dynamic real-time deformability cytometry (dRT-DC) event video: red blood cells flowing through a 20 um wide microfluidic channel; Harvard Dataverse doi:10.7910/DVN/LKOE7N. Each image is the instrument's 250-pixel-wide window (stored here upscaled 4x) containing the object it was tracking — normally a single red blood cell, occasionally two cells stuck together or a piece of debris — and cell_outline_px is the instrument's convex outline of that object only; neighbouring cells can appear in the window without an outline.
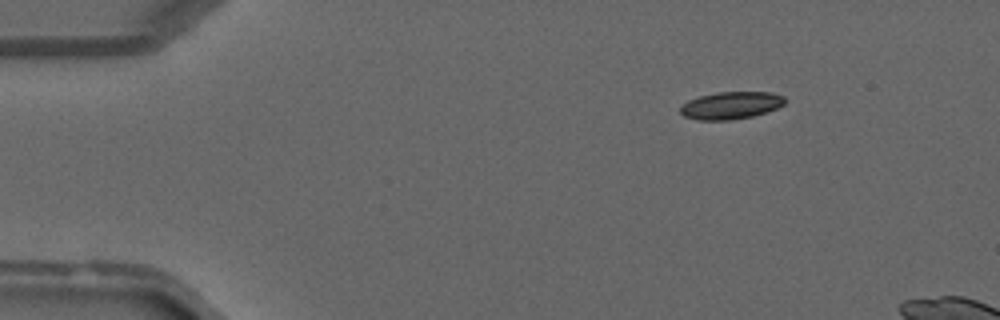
{"species": "common noctule bat (a hibernating species)", "species_latin": "Nyctalus noctula", "temperature_condition": "warm", "stored_images_in_passage": 6, "camera_frame_rate_fps": 3000, "um_per_image_px": 0.085, "animal": {"sex": "male", "forearm_length_mm": 52.5}, "frame": {"image": 1, "passage_image": 1, "time_ms": 0.0, "image_size_px": [1000, 320], "cell_outline_px": [[788, 100], [784, 104], [776, 108], [752, 116], [728, 120], [696, 120], [684, 116], [680, 112], [680, 104], [688, 100], [700, 96], [720, 92], [772, 92], [784, 96]], "centroid_in_image_um": [62.11, 8.95], "position_along_channel_um": 22.9, "area_um2": 16.7}}